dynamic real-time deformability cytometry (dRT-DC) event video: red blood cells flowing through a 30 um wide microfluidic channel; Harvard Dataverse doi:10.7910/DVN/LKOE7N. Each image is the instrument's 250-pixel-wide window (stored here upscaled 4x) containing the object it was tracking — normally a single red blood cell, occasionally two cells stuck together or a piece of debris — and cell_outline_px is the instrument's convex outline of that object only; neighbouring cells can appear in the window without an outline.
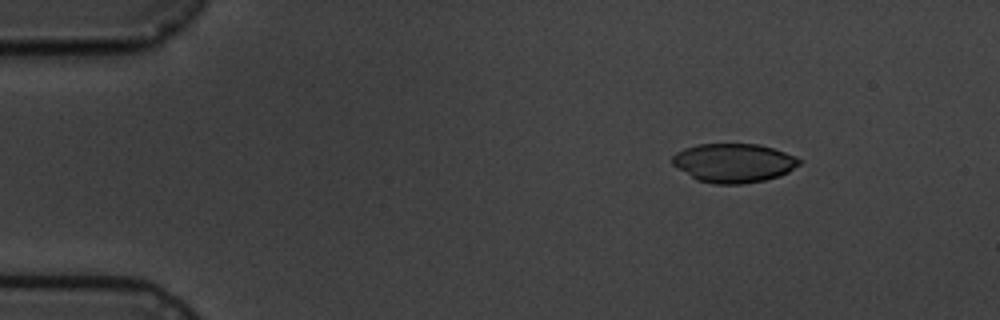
{"species": "common noctule bat (a hibernating species)", "species_latin": "Nyctalus noctula", "temperature_condition": "cold", "stored_images_in_passage": 4, "camera_frame_rate_fps": 3000, "um_per_image_px": 0.085, "animal": {"sex": "male", "body_mass_g": 19.5, "forearm_length_mm": 54.6}, "frame": {"image": 1, "passage_image": 1, "time_ms": 0.0, "image_size_px": [1000, 320], "cell_outline_px": [[800, 164], [788, 172], [780, 176], [764, 180], [740, 184], [712, 184], [696, 180], [672, 164], [672, 156], [676, 152], [684, 148], [700, 144], [760, 144], [796, 156], [800, 160]], "centroid_in_image_um": [62.35, 13.85], "position_along_channel_um": 22.7, "area_um2": 28.84}}